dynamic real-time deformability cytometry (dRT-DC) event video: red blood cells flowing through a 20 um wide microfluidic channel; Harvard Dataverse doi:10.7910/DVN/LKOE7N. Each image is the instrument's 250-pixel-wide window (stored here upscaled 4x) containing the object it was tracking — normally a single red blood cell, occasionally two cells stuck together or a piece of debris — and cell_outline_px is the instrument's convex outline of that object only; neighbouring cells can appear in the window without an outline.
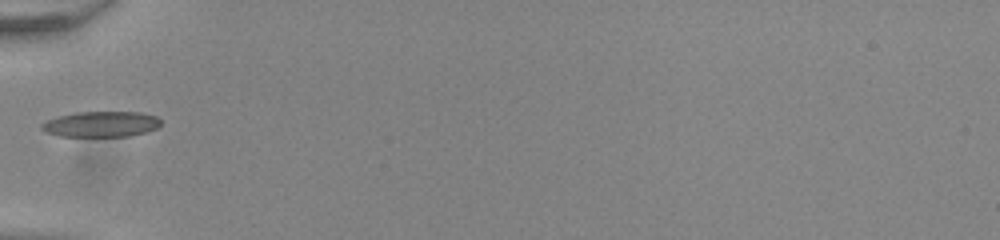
{"species": "common noctule bat (a hibernating species)", "species_latin": "Nyctalus noctula", "temperature_condition": "room temperature", "stored_images_in_passage": 7, "camera_frame_rate_fps": 3000, "um_per_image_px": 0.085, "animal": {"sex": "male", "body_mass_g": 20.0, "forearm_length_mm": 53.3}, "frame": {"image": 1, "passage_image": 1, "time_ms": 0.0, "image_size_px": [1000, 240], "cell_outline_px": [[160, 124], [156, 128], [144, 132], [128, 136], [60, 136], [48, 132], [40, 128], [40, 124], [48, 120], [60, 116], [76, 112], [140, 112], [156, 116], [160, 120]], "centroid_in_image_um": [8.59, 10.55], "position_along_channel_um": 76.4, "area_um2": 17.51}}